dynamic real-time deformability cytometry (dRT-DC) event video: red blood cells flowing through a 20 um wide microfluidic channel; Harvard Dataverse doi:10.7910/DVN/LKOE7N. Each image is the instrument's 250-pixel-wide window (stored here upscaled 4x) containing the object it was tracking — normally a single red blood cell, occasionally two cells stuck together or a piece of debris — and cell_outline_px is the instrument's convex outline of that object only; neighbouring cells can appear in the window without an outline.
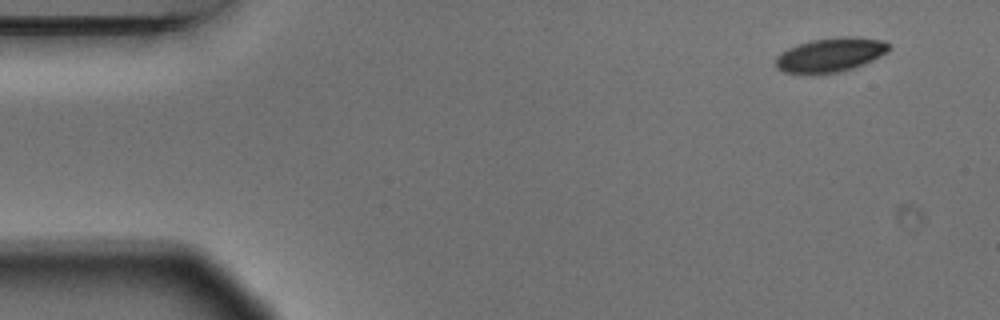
{"species": "Egyptian fruit bat (a non-hibernating species)", "species_latin": "Rousettus aegyptiacus", "temperature_condition": "warm", "stored_images_in_passage": 4, "camera_frame_rate_fps": 3000, "um_per_image_px": 0.085, "animal": {"sex": "male"}, "frame": {"image": 1, "passage_image": 1, "time_ms": 0.0, "image_size_px": [1000, 320], "cell_outline_px": [[892, 48], [888, 52], [864, 64], [852, 68], [836, 72], [812, 76], [804, 76], [784, 72], [776, 68], [776, 56], [780, 52], [788, 48], [812, 40], [844, 36], [856, 36], [884, 40]], "centroid_in_image_um": [70.56, 4.69], "position_along_channel_um": 14.4, "area_um2": 23.06}}
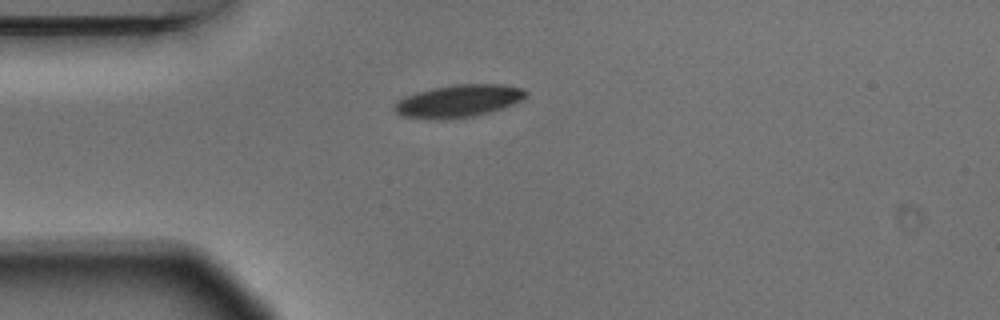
{"frame": {"image": 2, "passage_image": 4, "time_ms": 1.0, "image_size_px": [1000, 320], "cell_outline_px": [[528, 92], [520, 100], [512, 104], [488, 112], [472, 116], [440, 120], [404, 116], [396, 112], [392, 108], [404, 96], [416, 92], [432, 88], [452, 84], [500, 84], [524, 88]], "centroid_in_image_um": [38.95, 8.57], "position_along_channel_um": 46.0, "area_um2": 24.62}}